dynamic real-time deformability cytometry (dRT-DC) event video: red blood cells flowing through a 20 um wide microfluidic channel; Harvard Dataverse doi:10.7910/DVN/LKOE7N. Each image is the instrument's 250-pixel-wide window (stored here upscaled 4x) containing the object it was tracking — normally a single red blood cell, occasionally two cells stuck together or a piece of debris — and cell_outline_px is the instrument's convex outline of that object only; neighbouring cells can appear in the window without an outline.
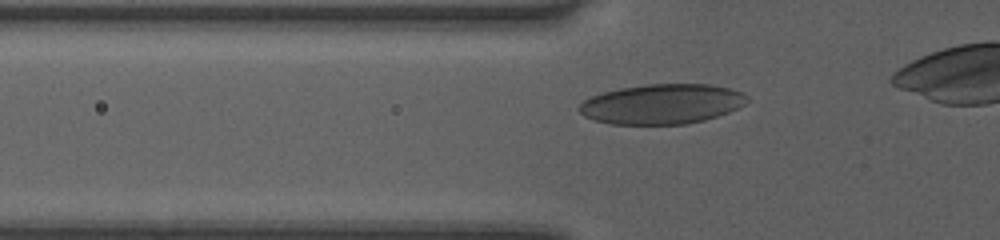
{"species": "human", "species_latin": "Homo sapiens", "temperature_condition": "room temperature", "stored_images_in_passage": 34, "camera_frame_rate_fps": 3000, "um_per_image_px": 0.085, "donor": {"sex": "female"}, "frame": {"image": 1, "passage_image": 7, "time_ms": 2.0, "image_size_px": [1000, 240], "cell_outline_px": [[748, 100], [744, 104], [728, 112], [704, 120], [684, 124], [612, 124], [596, 120], [584, 116], [576, 108], [584, 100], [592, 96], [604, 92], [620, 88], [648, 84], [708, 84], [728, 88], [740, 92], [748, 96]], "centroid_in_image_um": [56.24, 8.84], "position_along_channel_um": 69.6, "area_um2": 38.78}}
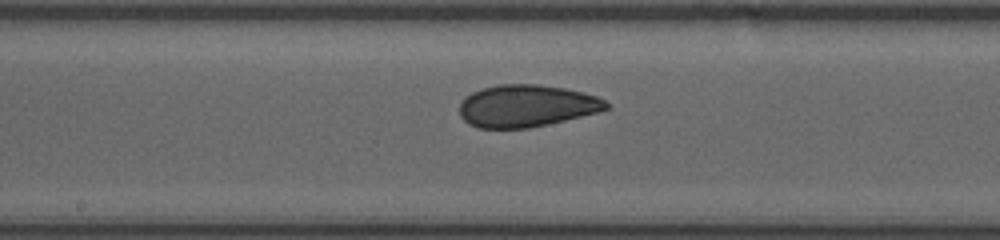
{"frame": {"image": 2, "passage_image": 17, "time_ms": 5.333, "image_size_px": [1000, 240], "cell_outline_px": [[612, 108], [548, 124], [528, 128], [480, 128], [468, 124], [460, 116], [460, 100], [464, 96], [472, 92], [484, 88], [500, 84], [536, 84], [564, 88], [584, 92], [596, 96], [604, 100]], "centroid_in_image_um": [44.72, 9.0], "position_along_channel_um": 203.5, "area_um2": 36.01}}
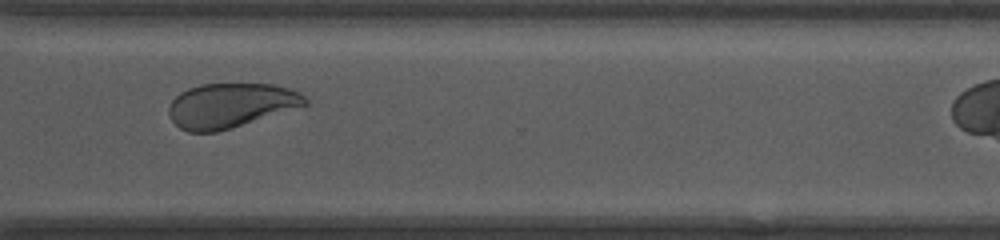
{"frame": {"image": 3, "passage_image": 28, "time_ms": 9.0, "image_size_px": [1000, 240], "cell_outline_px": [[308, 104], [216, 132], [188, 132], [180, 128], [168, 116], [168, 108], [172, 100], [180, 92], [188, 88], [200, 84], [272, 84], [288, 88], [300, 92], [308, 100]], "centroid_in_image_um": [19.55, 8.95], "position_along_channel_um": 351.0, "area_um2": 35.03}}